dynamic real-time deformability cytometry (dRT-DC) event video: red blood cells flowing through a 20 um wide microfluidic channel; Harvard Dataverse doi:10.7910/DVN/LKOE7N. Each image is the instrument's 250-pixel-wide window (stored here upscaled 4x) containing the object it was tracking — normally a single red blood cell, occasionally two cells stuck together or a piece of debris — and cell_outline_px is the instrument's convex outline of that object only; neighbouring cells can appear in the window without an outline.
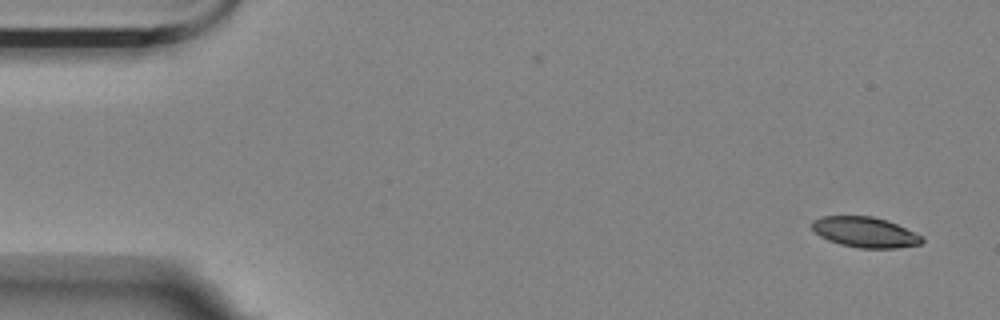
{"species": "Egyptian fruit bat (a non-hibernating species)", "species_latin": "Rousettus aegyptiacus", "temperature_condition": "room temperature", "stored_images_in_passage": 2, "camera_frame_rate_fps": 3000, "um_per_image_px": 0.085, "animal": {"sex": "female"}, "frame": {"image": 1, "passage_image": 2, "time_ms": 0.333, "image_size_px": [1000, 320], "cell_outline_px": [[924, 240], [920, 244], [896, 248], [860, 248], [840, 244], [828, 240], [820, 236], [812, 228], [812, 220], [820, 216], [872, 216], [888, 220], [924, 236]], "centroid_in_image_um": [73.54, 19.73], "position_along_channel_um": 11.5, "area_um2": 19.59}}